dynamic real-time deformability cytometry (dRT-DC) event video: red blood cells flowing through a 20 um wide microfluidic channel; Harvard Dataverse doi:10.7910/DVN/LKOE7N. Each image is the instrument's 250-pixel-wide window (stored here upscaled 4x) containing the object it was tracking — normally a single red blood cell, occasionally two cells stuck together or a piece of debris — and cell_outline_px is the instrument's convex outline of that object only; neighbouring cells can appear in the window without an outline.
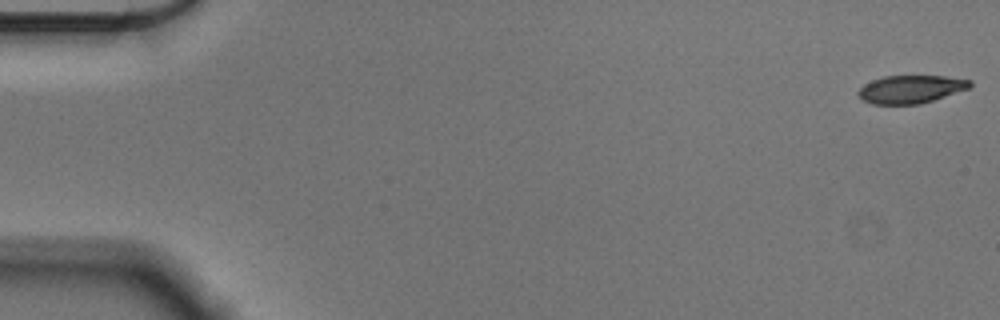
{"species": "Egyptian fruit bat (a non-hibernating species)", "species_latin": "Rousettus aegyptiacus", "temperature_condition": "cold", "stored_images_in_passage": 56, "camera_frame_rate_fps": 3000, "um_per_image_px": 0.085, "animal": {"sex": "male"}, "frame": {"image": 1, "passage_image": 1, "time_ms": 0.0, "image_size_px": [1000, 320], "cell_outline_px": [[972, 84], [968, 88], [920, 104], [872, 104], [864, 100], [856, 92], [864, 84], [872, 80], [884, 76], [944, 76], [972, 80]], "centroid_in_image_um": [77.39, 7.57], "position_along_channel_um": 7.6, "area_um2": 17.98}}
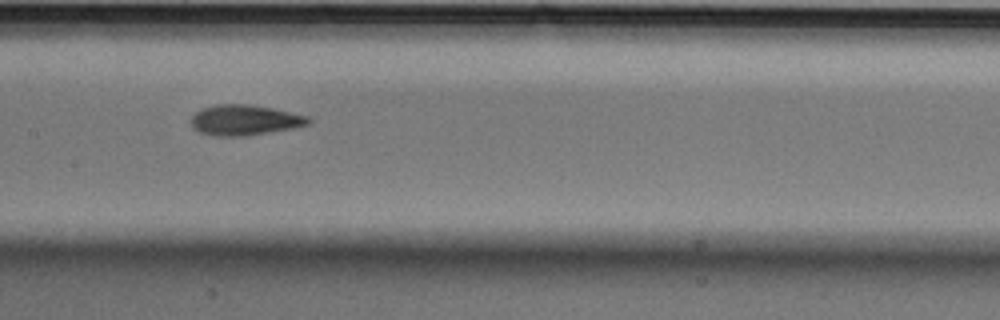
{"frame": {"image": 2, "passage_image": 28, "time_ms": 9.0, "image_size_px": [1000, 320], "cell_outline_px": [[312, 120], [308, 124], [292, 128], [244, 136], [212, 136], [200, 132], [192, 128], [192, 116], [200, 108], [216, 104], [252, 104], [272, 108], [308, 116]], "centroid_in_image_um": [20.76, 10.2], "position_along_channel_um": 186.6, "area_um2": 20.81}}
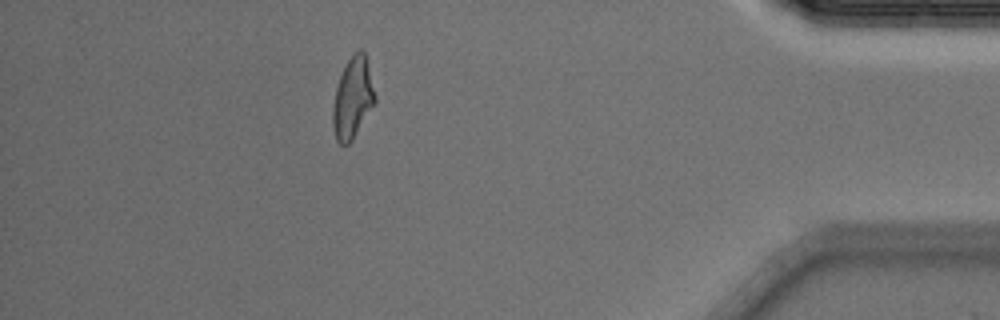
{"frame": {"image": 3, "passage_image": 50, "time_ms": 16.333, "image_size_px": [1000, 320], "cell_outline_px": [[376, 100], [352, 140], [348, 144], [340, 144], [336, 140], [332, 128], [332, 108], [336, 88], [340, 76], [348, 60], [360, 48], [364, 52], [376, 96]], "centroid_in_image_um": [29.96, 8.37], "position_along_channel_um": 405.2, "area_um2": 19.54}, "authors_computed_cell_mechanics": {"area_um2": 19.941, "velocity_mm_per_s": 3.5823, "shape_relaxation_time_tau1_ms": 4.5351, "shape_relaxation_time_tau2_ms": 2.3526, "deformation_change_tau1": 0.1644, "deformation_change_tau2": 0.0956}}